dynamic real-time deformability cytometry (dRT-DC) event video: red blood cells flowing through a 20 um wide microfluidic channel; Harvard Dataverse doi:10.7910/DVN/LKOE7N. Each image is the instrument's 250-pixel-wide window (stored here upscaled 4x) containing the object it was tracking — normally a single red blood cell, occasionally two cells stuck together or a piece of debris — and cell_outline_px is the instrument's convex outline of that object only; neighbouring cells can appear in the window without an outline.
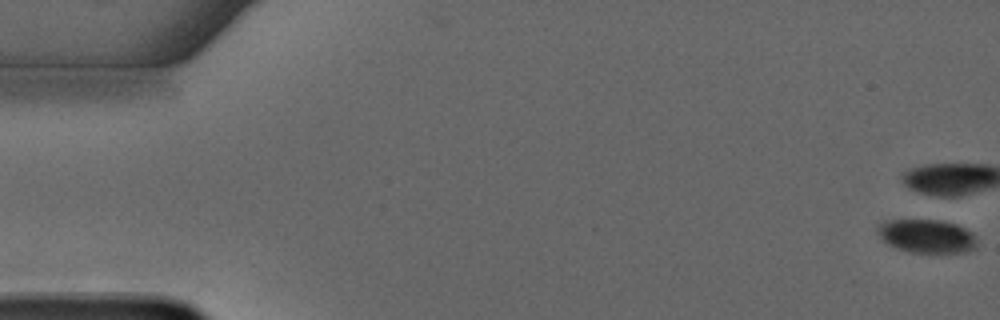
{"species": "common noctule bat (a hibernating species)", "species_latin": "Nyctalus noctula", "temperature_condition": "warm", "stored_images_in_passage": 43, "camera_frame_rate_fps": 3000, "um_per_image_px": 0.085, "animal": {"sex": "male", "forearm_length_mm": 52.5}, "frame": {"image": 1, "passage_image": 1, "time_ms": 0.0, "image_size_px": [1000, 320], "cell_outline_px": [[976, 248], [968, 252], [908, 252], [896, 248], [888, 244], [876, 232], [876, 224], [888, 220], [940, 220], [956, 224], [972, 232], [976, 240]], "centroid_in_image_um": [78.75, 20.07], "position_along_channel_um": 6.3, "area_um2": 19.48}}